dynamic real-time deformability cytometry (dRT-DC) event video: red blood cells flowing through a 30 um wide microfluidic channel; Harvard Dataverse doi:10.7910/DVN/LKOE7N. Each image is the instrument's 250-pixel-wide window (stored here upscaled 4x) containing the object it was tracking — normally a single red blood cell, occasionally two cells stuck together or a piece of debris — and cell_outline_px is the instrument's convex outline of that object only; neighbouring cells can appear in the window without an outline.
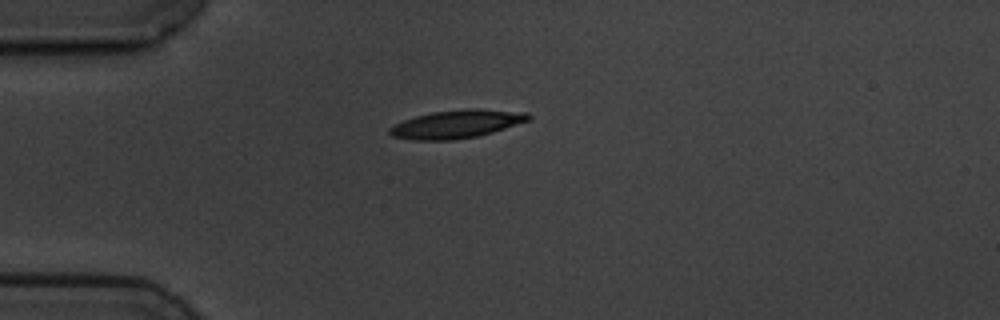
{"species": "common noctule bat (a hibernating species)", "species_latin": "Nyctalus noctula", "temperature_condition": "cold", "stored_images_in_passage": 5, "camera_frame_rate_fps": 3000, "um_per_image_px": 0.085, "animal": {"sex": "male", "body_mass_g": 19.5, "forearm_length_mm": 54.6}, "frame": {"image": 1, "passage_image": 1, "time_ms": 0.0, "image_size_px": [1000, 320], "cell_outline_px": [[532, 116], [528, 120], [492, 132], [476, 136], [452, 140], [412, 140], [392, 136], [388, 132], [388, 128], [404, 120], [416, 116], [432, 112], [468, 108], [480, 108], [528, 112]], "centroid_in_image_um": [38.81, 10.53], "position_along_channel_um": 46.2, "area_um2": 22.72}}
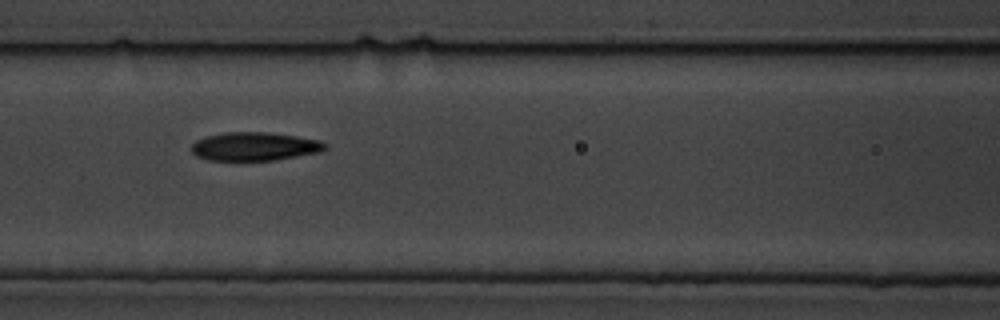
{"frame": {"image": 2, "passage_image": 4, "time_ms": 3.333, "image_size_px": [1000, 320], "cell_outline_px": [[328, 148], [320, 152], [276, 160], [236, 164], [208, 160], [196, 156], [192, 152], [192, 144], [196, 140], [208, 136], [224, 132], [264, 132], [296, 136], [320, 140], [328, 144]], "centroid_in_image_um": [21.61, 12.5], "position_along_channel_um": 145.0, "area_um2": 23.18}}
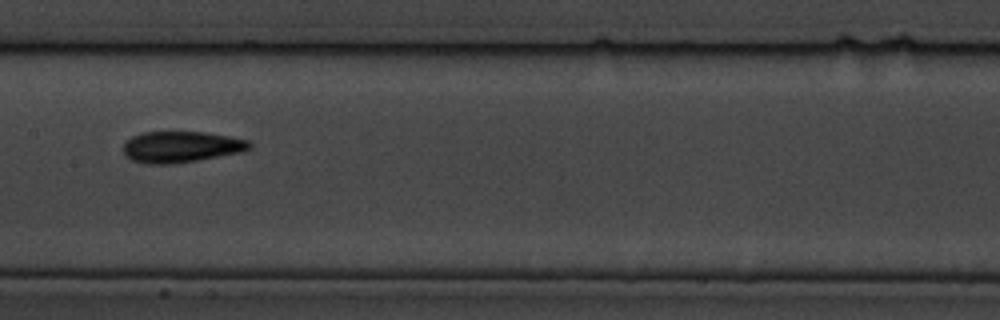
{"frame": {"image": 3, "passage_image": 5, "time_ms": 4.667, "image_size_px": [1000, 320], "cell_outline_px": [[252, 148], [244, 152], [172, 164], [148, 164], [132, 160], [124, 156], [124, 144], [132, 136], [144, 132], [204, 132], [228, 136], [248, 140], [252, 144]], "centroid_in_image_um": [15.42, 12.49], "position_along_channel_um": 192.0, "area_um2": 22.95}}